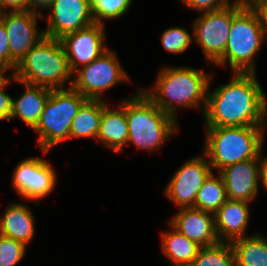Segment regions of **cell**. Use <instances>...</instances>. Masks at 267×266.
<instances>
[{"mask_svg": "<svg viewBox=\"0 0 267 266\" xmlns=\"http://www.w3.org/2000/svg\"><path fill=\"white\" fill-rule=\"evenodd\" d=\"M249 203L227 199L217 210L215 229L220 242H229L246 237L250 217Z\"/></svg>", "mask_w": 267, "mask_h": 266, "instance_id": "obj_17", "label": "cell"}, {"mask_svg": "<svg viewBox=\"0 0 267 266\" xmlns=\"http://www.w3.org/2000/svg\"><path fill=\"white\" fill-rule=\"evenodd\" d=\"M259 161L260 155L255 159L227 166L219 172L224 180L228 199L250 203L256 198L261 184Z\"/></svg>", "mask_w": 267, "mask_h": 266, "instance_id": "obj_15", "label": "cell"}, {"mask_svg": "<svg viewBox=\"0 0 267 266\" xmlns=\"http://www.w3.org/2000/svg\"><path fill=\"white\" fill-rule=\"evenodd\" d=\"M47 10H50L49 15L42 14V20L47 21V26L43 29L45 37L59 40L66 34L95 23L90 0H54Z\"/></svg>", "mask_w": 267, "mask_h": 266, "instance_id": "obj_13", "label": "cell"}, {"mask_svg": "<svg viewBox=\"0 0 267 266\" xmlns=\"http://www.w3.org/2000/svg\"><path fill=\"white\" fill-rule=\"evenodd\" d=\"M42 14L32 11H6L0 19L9 37L10 73L12 74L26 53L44 37L45 32L37 29Z\"/></svg>", "mask_w": 267, "mask_h": 266, "instance_id": "obj_11", "label": "cell"}, {"mask_svg": "<svg viewBox=\"0 0 267 266\" xmlns=\"http://www.w3.org/2000/svg\"><path fill=\"white\" fill-rule=\"evenodd\" d=\"M108 106L105 100L88 99L75 115L70 127V139L93 138L96 140L102 112Z\"/></svg>", "mask_w": 267, "mask_h": 266, "instance_id": "obj_22", "label": "cell"}, {"mask_svg": "<svg viewBox=\"0 0 267 266\" xmlns=\"http://www.w3.org/2000/svg\"><path fill=\"white\" fill-rule=\"evenodd\" d=\"M256 73L233 72L227 84L207 90L206 127L267 126V98Z\"/></svg>", "mask_w": 267, "mask_h": 266, "instance_id": "obj_1", "label": "cell"}, {"mask_svg": "<svg viewBox=\"0 0 267 266\" xmlns=\"http://www.w3.org/2000/svg\"><path fill=\"white\" fill-rule=\"evenodd\" d=\"M260 153L259 161V183L262 182V185L267 190V156Z\"/></svg>", "mask_w": 267, "mask_h": 266, "instance_id": "obj_35", "label": "cell"}, {"mask_svg": "<svg viewBox=\"0 0 267 266\" xmlns=\"http://www.w3.org/2000/svg\"><path fill=\"white\" fill-rule=\"evenodd\" d=\"M1 214V213H0ZM35 217L22 202L10 203L0 216V234L17 240L25 246L35 235Z\"/></svg>", "mask_w": 267, "mask_h": 266, "instance_id": "obj_18", "label": "cell"}, {"mask_svg": "<svg viewBox=\"0 0 267 266\" xmlns=\"http://www.w3.org/2000/svg\"><path fill=\"white\" fill-rule=\"evenodd\" d=\"M54 0H28V10L43 14L41 11H45Z\"/></svg>", "mask_w": 267, "mask_h": 266, "instance_id": "obj_34", "label": "cell"}, {"mask_svg": "<svg viewBox=\"0 0 267 266\" xmlns=\"http://www.w3.org/2000/svg\"><path fill=\"white\" fill-rule=\"evenodd\" d=\"M27 246L0 234V266H16L26 254Z\"/></svg>", "mask_w": 267, "mask_h": 266, "instance_id": "obj_28", "label": "cell"}, {"mask_svg": "<svg viewBox=\"0 0 267 266\" xmlns=\"http://www.w3.org/2000/svg\"><path fill=\"white\" fill-rule=\"evenodd\" d=\"M171 230L161 233L162 251L172 266H191L200 246L177 231L169 222Z\"/></svg>", "mask_w": 267, "mask_h": 266, "instance_id": "obj_21", "label": "cell"}, {"mask_svg": "<svg viewBox=\"0 0 267 266\" xmlns=\"http://www.w3.org/2000/svg\"><path fill=\"white\" fill-rule=\"evenodd\" d=\"M130 81L126 70L118 61L117 53L108 49L99 58L73 73L72 88L91 100H103L106 90Z\"/></svg>", "mask_w": 267, "mask_h": 266, "instance_id": "obj_8", "label": "cell"}, {"mask_svg": "<svg viewBox=\"0 0 267 266\" xmlns=\"http://www.w3.org/2000/svg\"><path fill=\"white\" fill-rule=\"evenodd\" d=\"M15 82L22 84L25 90L21 95H18L17 98H13L10 120L19 118L27 126L33 129L40 119L44 105L51 93V89L42 86L29 85L16 79Z\"/></svg>", "mask_w": 267, "mask_h": 266, "instance_id": "obj_19", "label": "cell"}, {"mask_svg": "<svg viewBox=\"0 0 267 266\" xmlns=\"http://www.w3.org/2000/svg\"><path fill=\"white\" fill-rule=\"evenodd\" d=\"M238 3H240L243 7H251L253 4L260 0H236Z\"/></svg>", "mask_w": 267, "mask_h": 266, "instance_id": "obj_37", "label": "cell"}, {"mask_svg": "<svg viewBox=\"0 0 267 266\" xmlns=\"http://www.w3.org/2000/svg\"><path fill=\"white\" fill-rule=\"evenodd\" d=\"M12 82H15V78L11 75L1 86H0V120H10L12 113L13 97L7 94L4 89L9 86Z\"/></svg>", "mask_w": 267, "mask_h": 266, "instance_id": "obj_30", "label": "cell"}, {"mask_svg": "<svg viewBox=\"0 0 267 266\" xmlns=\"http://www.w3.org/2000/svg\"><path fill=\"white\" fill-rule=\"evenodd\" d=\"M236 266H267V238L255 233L231 242Z\"/></svg>", "mask_w": 267, "mask_h": 266, "instance_id": "obj_23", "label": "cell"}, {"mask_svg": "<svg viewBox=\"0 0 267 266\" xmlns=\"http://www.w3.org/2000/svg\"><path fill=\"white\" fill-rule=\"evenodd\" d=\"M213 172L205 154L186 160L170 178L164 194L178 208L193 207L199 189Z\"/></svg>", "mask_w": 267, "mask_h": 266, "instance_id": "obj_12", "label": "cell"}, {"mask_svg": "<svg viewBox=\"0 0 267 266\" xmlns=\"http://www.w3.org/2000/svg\"><path fill=\"white\" fill-rule=\"evenodd\" d=\"M133 0H90L91 14L95 23L121 18L132 6Z\"/></svg>", "mask_w": 267, "mask_h": 266, "instance_id": "obj_26", "label": "cell"}, {"mask_svg": "<svg viewBox=\"0 0 267 266\" xmlns=\"http://www.w3.org/2000/svg\"><path fill=\"white\" fill-rule=\"evenodd\" d=\"M212 172L199 189L194 208L215 214L227 201L226 188L221 174Z\"/></svg>", "mask_w": 267, "mask_h": 266, "instance_id": "obj_24", "label": "cell"}, {"mask_svg": "<svg viewBox=\"0 0 267 266\" xmlns=\"http://www.w3.org/2000/svg\"><path fill=\"white\" fill-rule=\"evenodd\" d=\"M105 29V25L94 23L59 39L72 73L99 58L109 49L105 46Z\"/></svg>", "mask_w": 267, "mask_h": 266, "instance_id": "obj_14", "label": "cell"}, {"mask_svg": "<svg viewBox=\"0 0 267 266\" xmlns=\"http://www.w3.org/2000/svg\"><path fill=\"white\" fill-rule=\"evenodd\" d=\"M7 71L4 67L0 66V86L11 76V74H7Z\"/></svg>", "mask_w": 267, "mask_h": 266, "instance_id": "obj_36", "label": "cell"}, {"mask_svg": "<svg viewBox=\"0 0 267 266\" xmlns=\"http://www.w3.org/2000/svg\"><path fill=\"white\" fill-rule=\"evenodd\" d=\"M191 266H236L232 244L219 242L212 246L200 247Z\"/></svg>", "mask_w": 267, "mask_h": 266, "instance_id": "obj_25", "label": "cell"}, {"mask_svg": "<svg viewBox=\"0 0 267 266\" xmlns=\"http://www.w3.org/2000/svg\"><path fill=\"white\" fill-rule=\"evenodd\" d=\"M256 14L260 28L267 40V0H260L250 7Z\"/></svg>", "mask_w": 267, "mask_h": 266, "instance_id": "obj_32", "label": "cell"}, {"mask_svg": "<svg viewBox=\"0 0 267 266\" xmlns=\"http://www.w3.org/2000/svg\"><path fill=\"white\" fill-rule=\"evenodd\" d=\"M87 100L72 87L51 90L40 119L33 128L39 135L37 145L40 151L47 154L60 142L70 140L71 123Z\"/></svg>", "mask_w": 267, "mask_h": 266, "instance_id": "obj_7", "label": "cell"}, {"mask_svg": "<svg viewBox=\"0 0 267 266\" xmlns=\"http://www.w3.org/2000/svg\"><path fill=\"white\" fill-rule=\"evenodd\" d=\"M0 66L10 71L9 37L3 22L0 20Z\"/></svg>", "mask_w": 267, "mask_h": 266, "instance_id": "obj_31", "label": "cell"}, {"mask_svg": "<svg viewBox=\"0 0 267 266\" xmlns=\"http://www.w3.org/2000/svg\"><path fill=\"white\" fill-rule=\"evenodd\" d=\"M16 80L51 90L70 88L73 73L58 39L44 37L33 46L11 74ZM70 80L69 85L65 83Z\"/></svg>", "mask_w": 267, "mask_h": 266, "instance_id": "obj_5", "label": "cell"}, {"mask_svg": "<svg viewBox=\"0 0 267 266\" xmlns=\"http://www.w3.org/2000/svg\"><path fill=\"white\" fill-rule=\"evenodd\" d=\"M47 159L27 157L19 162L12 174V187L26 200H41L49 196L57 184V174Z\"/></svg>", "mask_w": 267, "mask_h": 266, "instance_id": "obj_10", "label": "cell"}, {"mask_svg": "<svg viewBox=\"0 0 267 266\" xmlns=\"http://www.w3.org/2000/svg\"><path fill=\"white\" fill-rule=\"evenodd\" d=\"M266 127H206L202 153L217 172L235 163L255 159L263 151Z\"/></svg>", "mask_w": 267, "mask_h": 266, "instance_id": "obj_4", "label": "cell"}, {"mask_svg": "<svg viewBox=\"0 0 267 266\" xmlns=\"http://www.w3.org/2000/svg\"><path fill=\"white\" fill-rule=\"evenodd\" d=\"M119 105L126 112L129 128L127 145L131 142L138 150L157 151L179 131L178 120L163 112L141 88Z\"/></svg>", "mask_w": 267, "mask_h": 266, "instance_id": "obj_3", "label": "cell"}, {"mask_svg": "<svg viewBox=\"0 0 267 266\" xmlns=\"http://www.w3.org/2000/svg\"><path fill=\"white\" fill-rule=\"evenodd\" d=\"M212 77L204 70L189 66L166 65L159 70L150 90L141 89L163 112L177 119L179 106L185 109L199 108L204 112Z\"/></svg>", "mask_w": 267, "mask_h": 266, "instance_id": "obj_2", "label": "cell"}, {"mask_svg": "<svg viewBox=\"0 0 267 266\" xmlns=\"http://www.w3.org/2000/svg\"><path fill=\"white\" fill-rule=\"evenodd\" d=\"M4 11H25L28 10V0H0ZM10 9V10H8Z\"/></svg>", "mask_w": 267, "mask_h": 266, "instance_id": "obj_33", "label": "cell"}, {"mask_svg": "<svg viewBox=\"0 0 267 266\" xmlns=\"http://www.w3.org/2000/svg\"><path fill=\"white\" fill-rule=\"evenodd\" d=\"M184 27H169L161 34V42L167 52L184 53L194 40V37Z\"/></svg>", "mask_w": 267, "mask_h": 266, "instance_id": "obj_27", "label": "cell"}, {"mask_svg": "<svg viewBox=\"0 0 267 266\" xmlns=\"http://www.w3.org/2000/svg\"><path fill=\"white\" fill-rule=\"evenodd\" d=\"M183 6L201 12L218 10L228 7L236 2L230 0H180Z\"/></svg>", "mask_w": 267, "mask_h": 266, "instance_id": "obj_29", "label": "cell"}, {"mask_svg": "<svg viewBox=\"0 0 267 266\" xmlns=\"http://www.w3.org/2000/svg\"><path fill=\"white\" fill-rule=\"evenodd\" d=\"M129 136L125 110L119 105L116 109L109 105L102 112L99 132L96 138L106 148L120 152L127 145Z\"/></svg>", "mask_w": 267, "mask_h": 266, "instance_id": "obj_20", "label": "cell"}, {"mask_svg": "<svg viewBox=\"0 0 267 266\" xmlns=\"http://www.w3.org/2000/svg\"><path fill=\"white\" fill-rule=\"evenodd\" d=\"M168 222L182 235L200 247L219 243L215 229V216L194 207L179 208Z\"/></svg>", "mask_w": 267, "mask_h": 266, "instance_id": "obj_16", "label": "cell"}, {"mask_svg": "<svg viewBox=\"0 0 267 266\" xmlns=\"http://www.w3.org/2000/svg\"><path fill=\"white\" fill-rule=\"evenodd\" d=\"M264 42L254 11L236 1L232 4V24L224 54L214 65L228 64L233 72L256 73V55Z\"/></svg>", "mask_w": 267, "mask_h": 266, "instance_id": "obj_6", "label": "cell"}, {"mask_svg": "<svg viewBox=\"0 0 267 266\" xmlns=\"http://www.w3.org/2000/svg\"><path fill=\"white\" fill-rule=\"evenodd\" d=\"M4 13H5V11H4L3 7L1 6V3H0V19L2 18Z\"/></svg>", "mask_w": 267, "mask_h": 266, "instance_id": "obj_38", "label": "cell"}, {"mask_svg": "<svg viewBox=\"0 0 267 266\" xmlns=\"http://www.w3.org/2000/svg\"><path fill=\"white\" fill-rule=\"evenodd\" d=\"M199 15L192 22V35L209 65H214L224 54L227 45L232 24V5Z\"/></svg>", "mask_w": 267, "mask_h": 266, "instance_id": "obj_9", "label": "cell"}]
</instances>
